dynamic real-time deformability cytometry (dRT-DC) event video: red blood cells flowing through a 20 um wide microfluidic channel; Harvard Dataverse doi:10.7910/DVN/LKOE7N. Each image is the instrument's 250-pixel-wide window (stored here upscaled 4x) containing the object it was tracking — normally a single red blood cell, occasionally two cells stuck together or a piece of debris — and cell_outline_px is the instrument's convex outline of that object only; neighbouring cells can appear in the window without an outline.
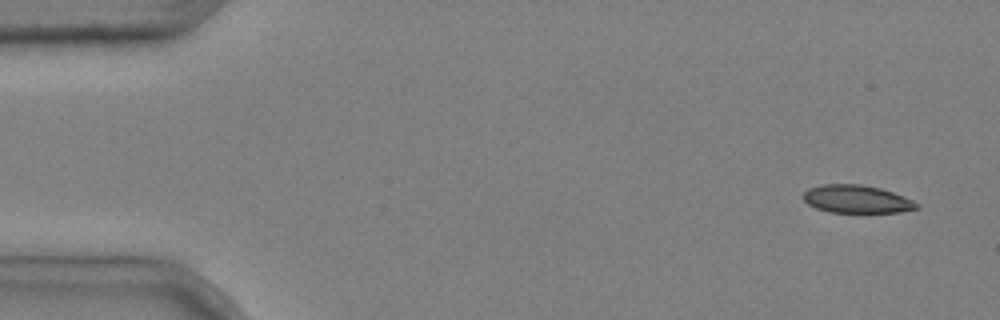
{"species": "common noctule bat (a hibernating species)", "species_latin": "Nyctalus noctula", "temperature_condition": "cold", "stored_images_in_passage": 4, "camera_frame_rate_fps": 3000, "um_per_image_px": 0.085, "animal": {"sex": "male", "body_mass_g": 20.4}, "frame": {"image": 1, "passage_image": 1, "time_ms": 0.0, "image_size_px": [1000, 320], "cell_outline_px": [[920, 208], [900, 212], [828, 212], [816, 208], [808, 204], [804, 200], [804, 192], [808, 188], [824, 184], [860, 184], [880, 188], [892, 192], [912, 200], [920, 204]], "centroid_in_image_um": [72.82, 16.93], "position_along_channel_um": 12.2, "area_um2": 18.38}}
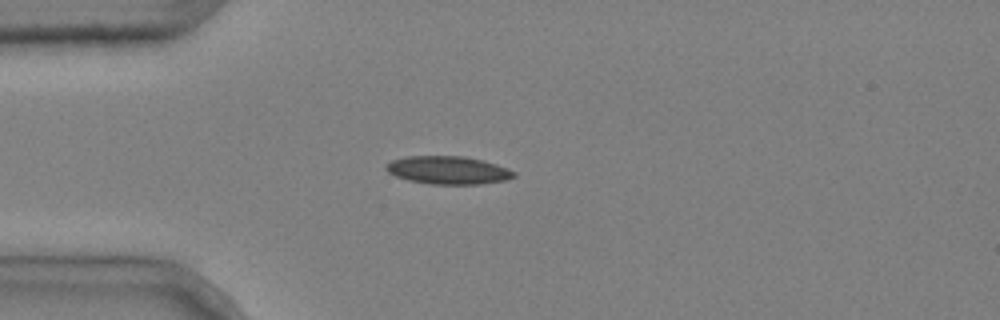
{"frame": {"image": 2, "passage_image": 4, "time_ms": 1.0, "image_size_px": [1000, 320], "cell_outline_px": [[516, 176], [504, 180], [480, 184], [432, 184], [408, 180], [396, 176], [388, 172], [384, 168], [384, 164], [392, 160], [404, 156], [464, 156], [484, 160], [508, 168], [516, 172]], "centroid_in_image_um": [38.07, 14.45], "position_along_channel_um": 46.9, "area_um2": 20.98}}